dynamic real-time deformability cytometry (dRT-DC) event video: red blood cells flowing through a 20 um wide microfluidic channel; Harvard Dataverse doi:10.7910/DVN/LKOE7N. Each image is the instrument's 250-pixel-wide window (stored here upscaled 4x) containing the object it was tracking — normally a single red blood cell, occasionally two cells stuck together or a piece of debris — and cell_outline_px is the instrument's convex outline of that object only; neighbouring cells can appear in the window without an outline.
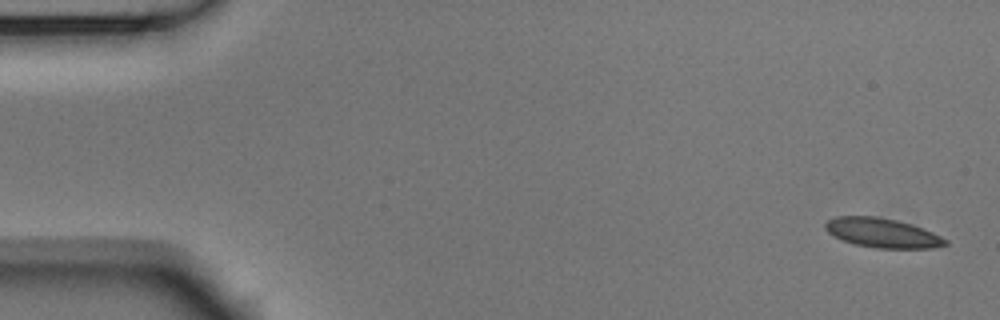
{"species": "Egyptian fruit bat (a non-hibernating species)", "species_latin": "Rousettus aegyptiacus", "temperature_condition": "room temperature", "stored_images_in_passage": 6, "segment_of_instrument_passage": [2, 2], "camera_frame_rate_fps": 3000, "um_per_image_px": 0.085, "animal": {"sex": "male"}, "frame": {"image": 1, "passage_image": 6, "time_ms": 1.667, "image_size_px": [1000, 320], "cell_outline_px": [[948, 244], [932, 248], [876, 248], [856, 244], [832, 236], [824, 228], [824, 224], [828, 220], [836, 216], [876, 216], [896, 220], [912, 224], [924, 228], [948, 240]], "centroid_in_image_um": [74.99, 19.79], "position_along_channel_um": 10.0, "area_um2": 20.58}}